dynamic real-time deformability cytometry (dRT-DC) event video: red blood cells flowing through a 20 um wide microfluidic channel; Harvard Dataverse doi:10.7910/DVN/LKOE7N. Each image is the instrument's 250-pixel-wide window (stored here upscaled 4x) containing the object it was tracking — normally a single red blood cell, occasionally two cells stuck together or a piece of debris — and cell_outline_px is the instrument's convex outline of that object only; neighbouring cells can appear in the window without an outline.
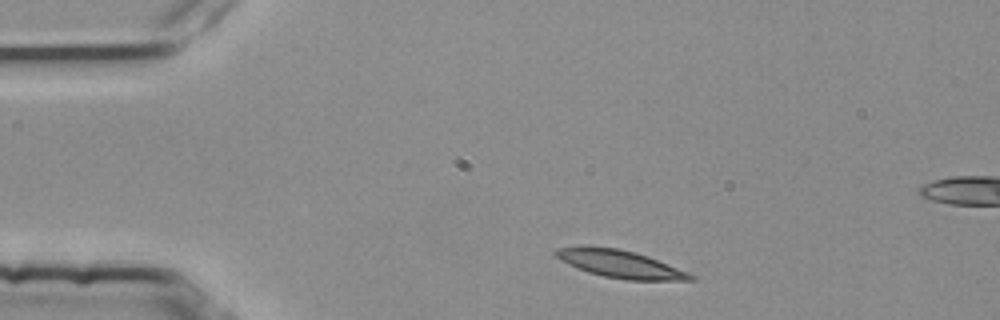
{"species": "common noctule bat (a hibernating species)", "species_latin": "Nyctalus noctula", "temperature_condition": "room temperature", "stored_images_in_passage": 3, "camera_frame_rate_fps": 3000, "um_per_image_px": 0.085, "animal": {"sex": "female", "body_mass_g": 25.1}, "frame": {"image": 1, "passage_image": 1, "time_ms": 0.0, "image_size_px": [1000, 320], "cell_outline_px": [[696, 280], [628, 280], [604, 276], [588, 272], [568, 264], [560, 260], [552, 252], [556, 248], [584, 244], [620, 248], [636, 252], [648, 256], [688, 272], [696, 276]], "centroid_in_image_um": [52.66, 22.4], "position_along_channel_um": 32.3, "area_um2": 22.08}}